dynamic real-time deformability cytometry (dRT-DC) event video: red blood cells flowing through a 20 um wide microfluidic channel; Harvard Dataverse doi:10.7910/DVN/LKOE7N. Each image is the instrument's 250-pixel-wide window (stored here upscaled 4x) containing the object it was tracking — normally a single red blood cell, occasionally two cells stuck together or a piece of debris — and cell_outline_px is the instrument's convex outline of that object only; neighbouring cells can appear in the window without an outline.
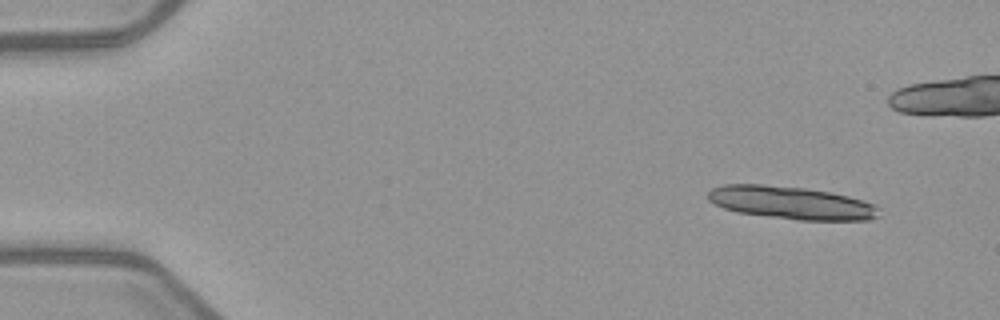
{"species": "common noctule bat (a hibernating species)", "species_latin": "Nyctalus noctula", "temperature_condition": "warm", "stored_images_in_passage": 4, "camera_frame_rate_fps": 3000, "um_per_image_px": 0.085, "animal": {"sex": "female", "body_mass_g": 21.9}, "frame": {"image": 1, "passage_image": 1, "time_ms": 0.0, "image_size_px": [1000, 320], "cell_outline_px": [[880, 216], [868, 220], [796, 220], [736, 212], [724, 208], [708, 200], [708, 192], [712, 188], [724, 184], [764, 184], [804, 188], [828, 192], [848, 196], [872, 204], [880, 208]], "centroid_in_image_um": [67.24, 17.24], "position_along_channel_um": 17.8, "area_um2": 32.66}}